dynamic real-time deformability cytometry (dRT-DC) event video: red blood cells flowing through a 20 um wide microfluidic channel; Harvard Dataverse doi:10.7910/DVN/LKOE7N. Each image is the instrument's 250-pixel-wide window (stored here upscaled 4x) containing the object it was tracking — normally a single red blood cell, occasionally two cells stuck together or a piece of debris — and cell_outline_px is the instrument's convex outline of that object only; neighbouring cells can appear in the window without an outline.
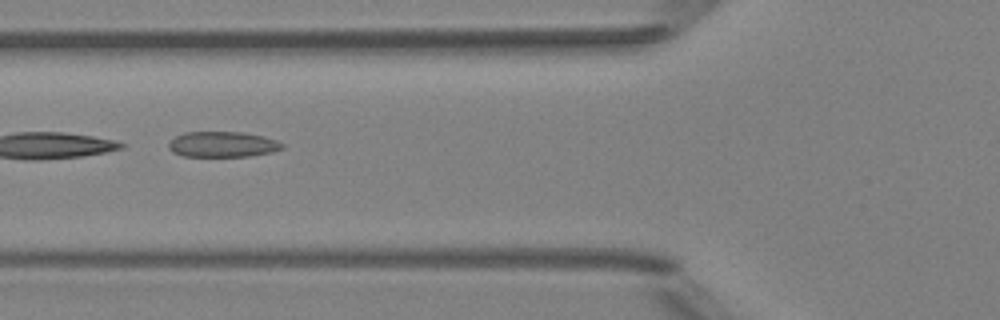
{"species": "Egyptian fruit bat (a non-hibernating species)", "species_latin": "Rousettus aegyptiacus", "temperature_condition": "room temperature", "stored_images_in_passage": 5, "camera_frame_rate_fps": 3000, "um_per_image_px": 0.085, "animal": {"sex": "female"}, "frame": {"image": 1, "passage_image": 5, "time_ms": 5.333, "image_size_px": [1000, 320], "cell_outline_px": [[284, 148], [272, 152], [252, 156], [184, 156], [172, 152], [168, 148], [168, 144], [176, 136], [184, 132], [244, 132], [276, 140], [284, 144]], "centroid_in_image_um": [18.92, 12.27], "position_along_channel_um": 106.9, "area_um2": 16.88}}